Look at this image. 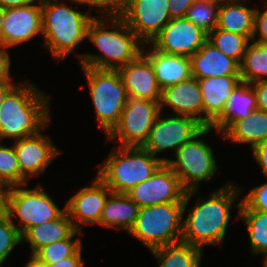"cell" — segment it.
Wrapping results in <instances>:
<instances>
[{"label": "cell", "mask_w": 267, "mask_h": 267, "mask_svg": "<svg viewBox=\"0 0 267 267\" xmlns=\"http://www.w3.org/2000/svg\"><path fill=\"white\" fill-rule=\"evenodd\" d=\"M197 191H186L184 196L183 213L187 211L188 215L183 220L181 241L201 249L205 245L222 246L231 216L230 210L242 191L234 186V183L229 182L211 193L209 198L197 201L187 210L190 198Z\"/></svg>", "instance_id": "6da1fadb"}, {"label": "cell", "mask_w": 267, "mask_h": 267, "mask_svg": "<svg viewBox=\"0 0 267 267\" xmlns=\"http://www.w3.org/2000/svg\"><path fill=\"white\" fill-rule=\"evenodd\" d=\"M107 20L111 25L105 22ZM106 23L112 30L106 28ZM87 38L102 54L79 55L81 67L118 70L135 60L142 53L143 46L147 47L119 15L96 16L89 24Z\"/></svg>", "instance_id": "7a4b0ae2"}, {"label": "cell", "mask_w": 267, "mask_h": 267, "mask_svg": "<svg viewBox=\"0 0 267 267\" xmlns=\"http://www.w3.org/2000/svg\"><path fill=\"white\" fill-rule=\"evenodd\" d=\"M50 96L31 82L17 83L5 96L0 108V141H18L49 126Z\"/></svg>", "instance_id": "3957f363"}, {"label": "cell", "mask_w": 267, "mask_h": 267, "mask_svg": "<svg viewBox=\"0 0 267 267\" xmlns=\"http://www.w3.org/2000/svg\"><path fill=\"white\" fill-rule=\"evenodd\" d=\"M42 35L44 44L56 60H63L85 38L90 22L95 18L91 12L69 8L56 0H41Z\"/></svg>", "instance_id": "277c9868"}, {"label": "cell", "mask_w": 267, "mask_h": 267, "mask_svg": "<svg viewBox=\"0 0 267 267\" xmlns=\"http://www.w3.org/2000/svg\"><path fill=\"white\" fill-rule=\"evenodd\" d=\"M169 158L153 156L142 146H116L98 169L97 177L116 194H126L149 179Z\"/></svg>", "instance_id": "5b68a950"}, {"label": "cell", "mask_w": 267, "mask_h": 267, "mask_svg": "<svg viewBox=\"0 0 267 267\" xmlns=\"http://www.w3.org/2000/svg\"><path fill=\"white\" fill-rule=\"evenodd\" d=\"M184 202H169L139 209L129 234L140 240L150 251L181 242Z\"/></svg>", "instance_id": "8992f818"}, {"label": "cell", "mask_w": 267, "mask_h": 267, "mask_svg": "<svg viewBox=\"0 0 267 267\" xmlns=\"http://www.w3.org/2000/svg\"><path fill=\"white\" fill-rule=\"evenodd\" d=\"M96 110L99 127L106 136L119 123L129 99L127 90L117 70L82 67Z\"/></svg>", "instance_id": "52a82bcc"}, {"label": "cell", "mask_w": 267, "mask_h": 267, "mask_svg": "<svg viewBox=\"0 0 267 267\" xmlns=\"http://www.w3.org/2000/svg\"><path fill=\"white\" fill-rule=\"evenodd\" d=\"M212 130L211 127H205L175 152V160L171 159L166 162L179 177V181L186 191L198 190L199 182L212 179L218 169L213 148L199 139Z\"/></svg>", "instance_id": "ba28073f"}, {"label": "cell", "mask_w": 267, "mask_h": 267, "mask_svg": "<svg viewBox=\"0 0 267 267\" xmlns=\"http://www.w3.org/2000/svg\"><path fill=\"white\" fill-rule=\"evenodd\" d=\"M26 185L10 187L7 193L6 214L13 220L18 217V229L23 235L30 227L55 220L65 211L66 206L60 209L54 200L38 185L34 189L22 188Z\"/></svg>", "instance_id": "9c48e42d"}, {"label": "cell", "mask_w": 267, "mask_h": 267, "mask_svg": "<svg viewBox=\"0 0 267 267\" xmlns=\"http://www.w3.org/2000/svg\"><path fill=\"white\" fill-rule=\"evenodd\" d=\"M160 112V101L129 98L106 141L117 140L118 146H143Z\"/></svg>", "instance_id": "30bf717a"}, {"label": "cell", "mask_w": 267, "mask_h": 267, "mask_svg": "<svg viewBox=\"0 0 267 267\" xmlns=\"http://www.w3.org/2000/svg\"><path fill=\"white\" fill-rule=\"evenodd\" d=\"M168 8V0H123L119 16L145 45H149L172 19Z\"/></svg>", "instance_id": "8fae6325"}, {"label": "cell", "mask_w": 267, "mask_h": 267, "mask_svg": "<svg viewBox=\"0 0 267 267\" xmlns=\"http://www.w3.org/2000/svg\"><path fill=\"white\" fill-rule=\"evenodd\" d=\"M160 115L161 112L142 146L155 157L158 153L169 149L176 152L205 128L202 123L190 116L173 114L162 118Z\"/></svg>", "instance_id": "7c38bea8"}, {"label": "cell", "mask_w": 267, "mask_h": 267, "mask_svg": "<svg viewBox=\"0 0 267 267\" xmlns=\"http://www.w3.org/2000/svg\"><path fill=\"white\" fill-rule=\"evenodd\" d=\"M208 40V32L186 17L172 18L149 43L160 52L191 57Z\"/></svg>", "instance_id": "4fadbf2b"}, {"label": "cell", "mask_w": 267, "mask_h": 267, "mask_svg": "<svg viewBox=\"0 0 267 267\" xmlns=\"http://www.w3.org/2000/svg\"><path fill=\"white\" fill-rule=\"evenodd\" d=\"M185 193L179 177L163 163L149 179L139 183L126 194L141 208L169 202H184Z\"/></svg>", "instance_id": "5bb4252c"}, {"label": "cell", "mask_w": 267, "mask_h": 267, "mask_svg": "<svg viewBox=\"0 0 267 267\" xmlns=\"http://www.w3.org/2000/svg\"><path fill=\"white\" fill-rule=\"evenodd\" d=\"M91 182V186L76 192L65 204L75 229L81 232L84 224H99L106 201L113 193L97 176Z\"/></svg>", "instance_id": "9a60e30c"}, {"label": "cell", "mask_w": 267, "mask_h": 267, "mask_svg": "<svg viewBox=\"0 0 267 267\" xmlns=\"http://www.w3.org/2000/svg\"><path fill=\"white\" fill-rule=\"evenodd\" d=\"M38 34L42 35L41 0L35 4L5 9L1 33L4 46L28 42Z\"/></svg>", "instance_id": "2e32d148"}, {"label": "cell", "mask_w": 267, "mask_h": 267, "mask_svg": "<svg viewBox=\"0 0 267 267\" xmlns=\"http://www.w3.org/2000/svg\"><path fill=\"white\" fill-rule=\"evenodd\" d=\"M41 131L15 141L13 144L20 173L27 180L32 176L42 174L54 158L61 154L51 139Z\"/></svg>", "instance_id": "e0dca14e"}, {"label": "cell", "mask_w": 267, "mask_h": 267, "mask_svg": "<svg viewBox=\"0 0 267 267\" xmlns=\"http://www.w3.org/2000/svg\"><path fill=\"white\" fill-rule=\"evenodd\" d=\"M129 98L161 100V88L150 60L141 53L135 60L117 70Z\"/></svg>", "instance_id": "ac0fdd59"}, {"label": "cell", "mask_w": 267, "mask_h": 267, "mask_svg": "<svg viewBox=\"0 0 267 267\" xmlns=\"http://www.w3.org/2000/svg\"><path fill=\"white\" fill-rule=\"evenodd\" d=\"M164 104L166 107L173 109L174 115L193 117L205 126L203 97L198 79L191 77L188 80L164 88L161 91L160 111L165 108Z\"/></svg>", "instance_id": "d6986e66"}, {"label": "cell", "mask_w": 267, "mask_h": 267, "mask_svg": "<svg viewBox=\"0 0 267 267\" xmlns=\"http://www.w3.org/2000/svg\"><path fill=\"white\" fill-rule=\"evenodd\" d=\"M192 77L240 76V64L214 47L208 40L190 57Z\"/></svg>", "instance_id": "ffe728a7"}, {"label": "cell", "mask_w": 267, "mask_h": 267, "mask_svg": "<svg viewBox=\"0 0 267 267\" xmlns=\"http://www.w3.org/2000/svg\"><path fill=\"white\" fill-rule=\"evenodd\" d=\"M240 82V76L209 77L198 80L203 97L205 127H210L222 114L228 97Z\"/></svg>", "instance_id": "44dd1931"}, {"label": "cell", "mask_w": 267, "mask_h": 267, "mask_svg": "<svg viewBox=\"0 0 267 267\" xmlns=\"http://www.w3.org/2000/svg\"><path fill=\"white\" fill-rule=\"evenodd\" d=\"M145 50L143 46L142 53L152 63L161 90L192 77L190 57L167 54L155 48Z\"/></svg>", "instance_id": "7402d4cb"}, {"label": "cell", "mask_w": 267, "mask_h": 267, "mask_svg": "<svg viewBox=\"0 0 267 267\" xmlns=\"http://www.w3.org/2000/svg\"><path fill=\"white\" fill-rule=\"evenodd\" d=\"M256 109L257 100L253 87L241 81L228 97L222 114L210 127L222 135L235 121L246 118Z\"/></svg>", "instance_id": "603a6c76"}, {"label": "cell", "mask_w": 267, "mask_h": 267, "mask_svg": "<svg viewBox=\"0 0 267 267\" xmlns=\"http://www.w3.org/2000/svg\"><path fill=\"white\" fill-rule=\"evenodd\" d=\"M247 1L249 0H220L216 28L241 34L251 42L256 9L245 5Z\"/></svg>", "instance_id": "cb8c5ba5"}, {"label": "cell", "mask_w": 267, "mask_h": 267, "mask_svg": "<svg viewBox=\"0 0 267 267\" xmlns=\"http://www.w3.org/2000/svg\"><path fill=\"white\" fill-rule=\"evenodd\" d=\"M76 231L67 211L55 220L30 227L22 235V243L29 242L31 255H34L43 246L68 239Z\"/></svg>", "instance_id": "d4e9b609"}, {"label": "cell", "mask_w": 267, "mask_h": 267, "mask_svg": "<svg viewBox=\"0 0 267 267\" xmlns=\"http://www.w3.org/2000/svg\"><path fill=\"white\" fill-rule=\"evenodd\" d=\"M140 207L127 195L112 193L103 208L99 225L126 230L133 228Z\"/></svg>", "instance_id": "484cf974"}, {"label": "cell", "mask_w": 267, "mask_h": 267, "mask_svg": "<svg viewBox=\"0 0 267 267\" xmlns=\"http://www.w3.org/2000/svg\"><path fill=\"white\" fill-rule=\"evenodd\" d=\"M221 136L232 143L249 144L252 149L267 141V112L254 110L246 118L235 121Z\"/></svg>", "instance_id": "4316f807"}, {"label": "cell", "mask_w": 267, "mask_h": 267, "mask_svg": "<svg viewBox=\"0 0 267 267\" xmlns=\"http://www.w3.org/2000/svg\"><path fill=\"white\" fill-rule=\"evenodd\" d=\"M203 249L184 242L164 245L150 251L158 267H200Z\"/></svg>", "instance_id": "83f0119b"}, {"label": "cell", "mask_w": 267, "mask_h": 267, "mask_svg": "<svg viewBox=\"0 0 267 267\" xmlns=\"http://www.w3.org/2000/svg\"><path fill=\"white\" fill-rule=\"evenodd\" d=\"M251 41L240 63L241 81L249 84L267 80V44Z\"/></svg>", "instance_id": "f1b7e54d"}, {"label": "cell", "mask_w": 267, "mask_h": 267, "mask_svg": "<svg viewBox=\"0 0 267 267\" xmlns=\"http://www.w3.org/2000/svg\"><path fill=\"white\" fill-rule=\"evenodd\" d=\"M240 219H243L247 229L251 252L267 254V212L257 210H238Z\"/></svg>", "instance_id": "f546056e"}, {"label": "cell", "mask_w": 267, "mask_h": 267, "mask_svg": "<svg viewBox=\"0 0 267 267\" xmlns=\"http://www.w3.org/2000/svg\"><path fill=\"white\" fill-rule=\"evenodd\" d=\"M208 41L240 64L250 40L241 34L215 28L208 33Z\"/></svg>", "instance_id": "4dcf8cb0"}, {"label": "cell", "mask_w": 267, "mask_h": 267, "mask_svg": "<svg viewBox=\"0 0 267 267\" xmlns=\"http://www.w3.org/2000/svg\"><path fill=\"white\" fill-rule=\"evenodd\" d=\"M81 231H75L68 239L57 241L40 248L34 256L41 262L53 264L62 258L74 256L81 248L80 238L74 239Z\"/></svg>", "instance_id": "1f68e13d"}, {"label": "cell", "mask_w": 267, "mask_h": 267, "mask_svg": "<svg viewBox=\"0 0 267 267\" xmlns=\"http://www.w3.org/2000/svg\"><path fill=\"white\" fill-rule=\"evenodd\" d=\"M219 5L220 0H196L185 17L209 33L217 27Z\"/></svg>", "instance_id": "d6a6232c"}, {"label": "cell", "mask_w": 267, "mask_h": 267, "mask_svg": "<svg viewBox=\"0 0 267 267\" xmlns=\"http://www.w3.org/2000/svg\"><path fill=\"white\" fill-rule=\"evenodd\" d=\"M0 142V181L8 188L27 185L28 181L21 173L14 145L5 146Z\"/></svg>", "instance_id": "836d02e7"}, {"label": "cell", "mask_w": 267, "mask_h": 267, "mask_svg": "<svg viewBox=\"0 0 267 267\" xmlns=\"http://www.w3.org/2000/svg\"><path fill=\"white\" fill-rule=\"evenodd\" d=\"M22 242V234L6 214H0V264L3 265L7 256L11 253L17 244Z\"/></svg>", "instance_id": "e575fe53"}, {"label": "cell", "mask_w": 267, "mask_h": 267, "mask_svg": "<svg viewBox=\"0 0 267 267\" xmlns=\"http://www.w3.org/2000/svg\"><path fill=\"white\" fill-rule=\"evenodd\" d=\"M238 210H257L267 212V182L253 187L249 193L236 204Z\"/></svg>", "instance_id": "d590c367"}, {"label": "cell", "mask_w": 267, "mask_h": 267, "mask_svg": "<svg viewBox=\"0 0 267 267\" xmlns=\"http://www.w3.org/2000/svg\"><path fill=\"white\" fill-rule=\"evenodd\" d=\"M73 3L87 4L90 7H96L99 16L119 15L123 0H70Z\"/></svg>", "instance_id": "8d00e7d4"}, {"label": "cell", "mask_w": 267, "mask_h": 267, "mask_svg": "<svg viewBox=\"0 0 267 267\" xmlns=\"http://www.w3.org/2000/svg\"><path fill=\"white\" fill-rule=\"evenodd\" d=\"M266 6L267 5H265V7ZM266 8L263 12L262 10L258 11V8L256 9V12L254 15V35H253L252 40L267 44V9ZM257 34L258 36H260L258 39L256 38Z\"/></svg>", "instance_id": "74e56055"}, {"label": "cell", "mask_w": 267, "mask_h": 267, "mask_svg": "<svg viewBox=\"0 0 267 267\" xmlns=\"http://www.w3.org/2000/svg\"><path fill=\"white\" fill-rule=\"evenodd\" d=\"M196 0H168L169 14L171 18L185 17L188 9Z\"/></svg>", "instance_id": "f35d334b"}, {"label": "cell", "mask_w": 267, "mask_h": 267, "mask_svg": "<svg viewBox=\"0 0 267 267\" xmlns=\"http://www.w3.org/2000/svg\"><path fill=\"white\" fill-rule=\"evenodd\" d=\"M6 48L8 47L0 43V82L13 81L10 75V56Z\"/></svg>", "instance_id": "ab89813d"}, {"label": "cell", "mask_w": 267, "mask_h": 267, "mask_svg": "<svg viewBox=\"0 0 267 267\" xmlns=\"http://www.w3.org/2000/svg\"><path fill=\"white\" fill-rule=\"evenodd\" d=\"M253 156L267 178V141L255 145L251 149Z\"/></svg>", "instance_id": "60d3db41"}, {"label": "cell", "mask_w": 267, "mask_h": 267, "mask_svg": "<svg viewBox=\"0 0 267 267\" xmlns=\"http://www.w3.org/2000/svg\"><path fill=\"white\" fill-rule=\"evenodd\" d=\"M256 94L257 109L267 112V80L251 84Z\"/></svg>", "instance_id": "b9f144b4"}, {"label": "cell", "mask_w": 267, "mask_h": 267, "mask_svg": "<svg viewBox=\"0 0 267 267\" xmlns=\"http://www.w3.org/2000/svg\"><path fill=\"white\" fill-rule=\"evenodd\" d=\"M81 251L82 248L74 256L62 258L59 261L50 264L49 267H85Z\"/></svg>", "instance_id": "7bdbcfd3"}, {"label": "cell", "mask_w": 267, "mask_h": 267, "mask_svg": "<svg viewBox=\"0 0 267 267\" xmlns=\"http://www.w3.org/2000/svg\"><path fill=\"white\" fill-rule=\"evenodd\" d=\"M39 0H0V7L4 9L26 6Z\"/></svg>", "instance_id": "ee69618b"}, {"label": "cell", "mask_w": 267, "mask_h": 267, "mask_svg": "<svg viewBox=\"0 0 267 267\" xmlns=\"http://www.w3.org/2000/svg\"><path fill=\"white\" fill-rule=\"evenodd\" d=\"M8 187L0 181V214L6 213Z\"/></svg>", "instance_id": "f6af8a7d"}, {"label": "cell", "mask_w": 267, "mask_h": 267, "mask_svg": "<svg viewBox=\"0 0 267 267\" xmlns=\"http://www.w3.org/2000/svg\"><path fill=\"white\" fill-rule=\"evenodd\" d=\"M16 84H12V82H0V108L5 96Z\"/></svg>", "instance_id": "bcb514c9"}, {"label": "cell", "mask_w": 267, "mask_h": 267, "mask_svg": "<svg viewBox=\"0 0 267 267\" xmlns=\"http://www.w3.org/2000/svg\"><path fill=\"white\" fill-rule=\"evenodd\" d=\"M25 267H49V264L39 261L34 255H31Z\"/></svg>", "instance_id": "7dc6e473"}, {"label": "cell", "mask_w": 267, "mask_h": 267, "mask_svg": "<svg viewBox=\"0 0 267 267\" xmlns=\"http://www.w3.org/2000/svg\"><path fill=\"white\" fill-rule=\"evenodd\" d=\"M4 13H5V9L0 7V43H1V33H2V25H3Z\"/></svg>", "instance_id": "c3c4849f"}, {"label": "cell", "mask_w": 267, "mask_h": 267, "mask_svg": "<svg viewBox=\"0 0 267 267\" xmlns=\"http://www.w3.org/2000/svg\"><path fill=\"white\" fill-rule=\"evenodd\" d=\"M264 263L262 267H267V254L264 255V259H263Z\"/></svg>", "instance_id": "681fc988"}]
</instances>
